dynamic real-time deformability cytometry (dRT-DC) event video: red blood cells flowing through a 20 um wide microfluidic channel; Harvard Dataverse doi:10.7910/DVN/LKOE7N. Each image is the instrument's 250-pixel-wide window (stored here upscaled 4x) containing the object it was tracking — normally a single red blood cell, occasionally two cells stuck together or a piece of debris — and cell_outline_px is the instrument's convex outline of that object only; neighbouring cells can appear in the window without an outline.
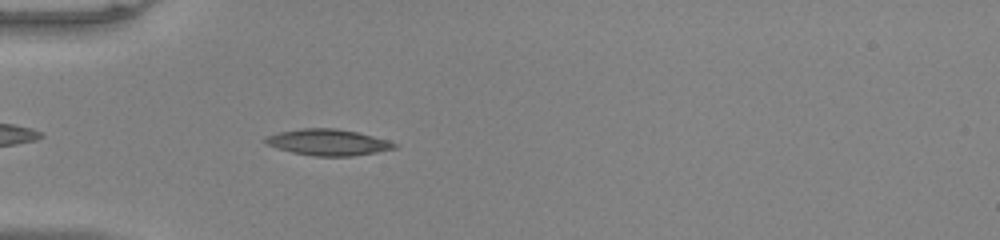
{"species": "common noctule bat (a hibernating species)", "species_latin": "Nyctalus noctula", "temperature_condition": "warm", "stored_images_in_passage": 37, "camera_frame_rate_fps": 3000, "um_per_image_px": 0.085, "animal": {"sex": "male", "body_mass_g": 20.0, "forearm_length_mm": 53.3}, "frame": {"image": 1, "passage_image": 4, "time_ms": 1.0, "image_size_px": [1000, 240], "cell_outline_px": [[400, 144], [396, 148], [376, 152], [352, 156], [312, 156], [292, 152], [276, 148], [268, 144], [264, 140], [264, 136], [280, 132], [300, 128], [336, 128], [356, 132], [388, 140]], "centroid_in_image_um": [27.88, 12.09], "position_along_channel_um": 57.1, "area_um2": 19.71}}
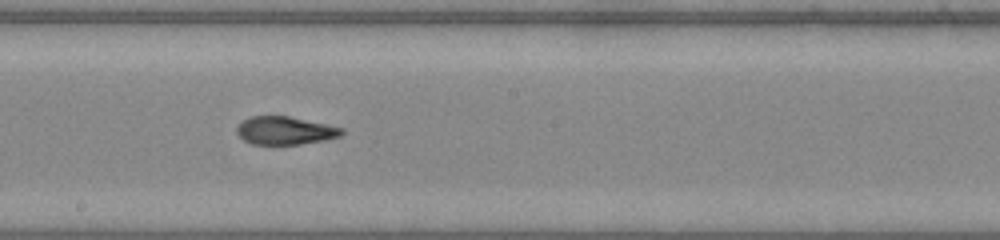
{"frame": {"image": 2, "passage_image": 17, "time_ms": 5.333, "image_size_px": [1000, 240], "cell_outline_px": [[344, 132], [340, 136], [324, 140], [300, 144], [252, 144], [244, 140], [236, 132], [236, 128], [244, 120], [252, 116], [288, 116], [344, 128]], "centroid_in_image_um": [24.23, 11.1], "position_along_channel_um": 224.0, "area_um2": 16.94}}
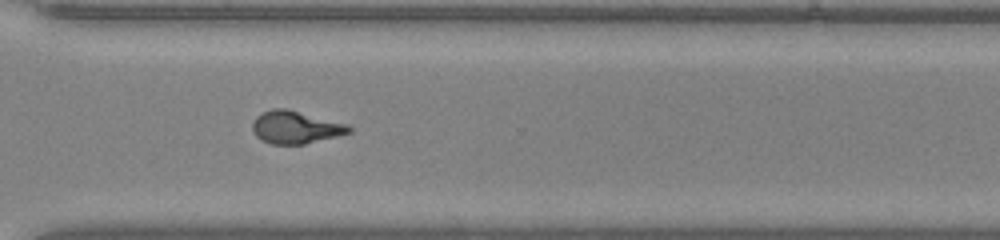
{"frame": {"image": 3, "passage_image": 26, "time_ms": 8.333, "image_size_px": [1000, 240], "cell_outline_px": [[352, 132], [304, 144], [272, 144], [260, 140], [252, 132], [252, 124], [256, 116], [272, 108], [288, 108], [348, 124], [352, 128]], "centroid_in_image_um": [25.11, 10.81], "position_along_channel_um": 345.5, "area_um2": 18.5}, "authors_computed_cell_mechanics": {"area_um2": 17.9758, "velocity_mm_per_s": 4.0534, "shape_relaxation_time_tau1_ms": null, "shape_relaxation_time_tau2_ms": 2.4259, "deformation_change_tau1": null, "deformation_change_tau2": 0.1082}}